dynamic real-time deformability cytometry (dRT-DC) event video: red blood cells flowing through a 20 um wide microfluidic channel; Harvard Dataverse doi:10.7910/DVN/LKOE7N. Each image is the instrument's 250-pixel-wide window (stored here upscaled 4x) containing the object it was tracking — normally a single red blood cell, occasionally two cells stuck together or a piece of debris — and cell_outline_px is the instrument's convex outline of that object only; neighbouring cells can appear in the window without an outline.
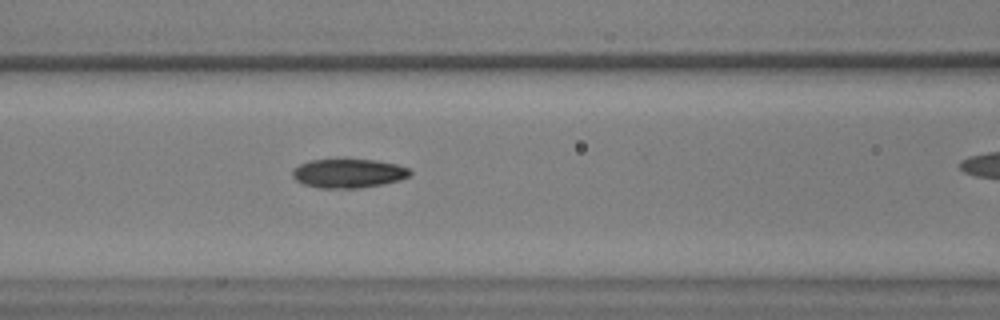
{"species": "common noctule bat (a hibernating species)", "species_latin": "Nyctalus noctula", "temperature_condition": "warm", "stored_images_in_passage": 43, "camera_frame_rate_fps": 3000, "um_per_image_px": 0.085, "animal": {"sex": "male", "body_mass_g": 17.9, "forearm_length_mm": 54.2}, "frame": {"image": 1, "passage_image": 14, "time_ms": 4.333, "image_size_px": [1000, 320], "cell_outline_px": [[412, 172], [408, 176], [400, 180], [384, 184], [360, 188], [320, 188], [304, 184], [296, 180], [292, 176], [292, 172], [300, 164], [308, 160], [344, 156], [376, 160], [396, 164], [408, 168]], "centroid_in_image_um": [29.6, 14.68], "position_along_channel_um": 137.0, "area_um2": 20.69}}
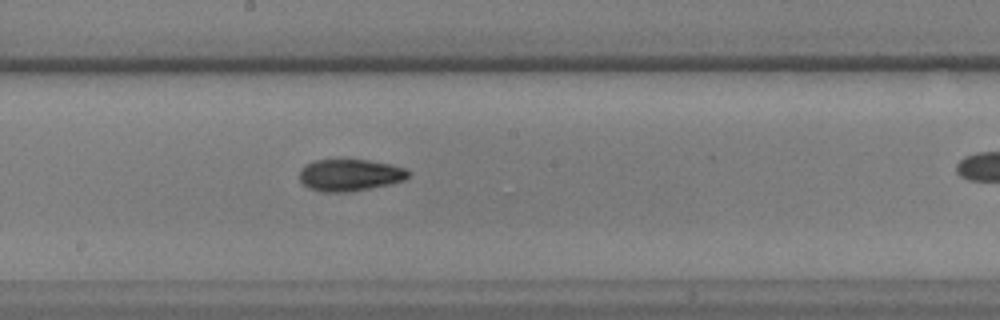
{"frame": {"image": 2, "passage_image": 21, "time_ms": 6.667, "image_size_px": [1000, 320], "cell_outline_px": [[412, 172], [404, 180], [392, 184], [352, 192], [320, 192], [308, 188], [300, 180], [300, 168], [304, 164], [316, 160], [340, 156], [368, 160], [392, 164], [404, 168]], "centroid_in_image_um": [29.72, 14.84], "position_along_channel_um": 218.5, "area_um2": 21.27}}
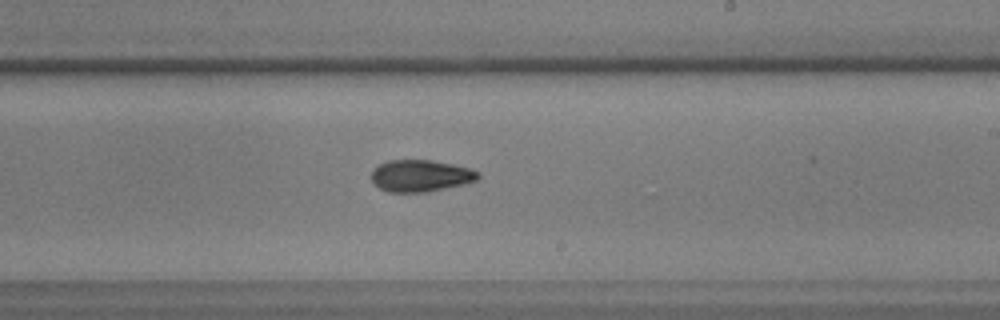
{"frame": {"image": 3, "passage_image": 24, "time_ms": 7.667, "image_size_px": [1000, 320], "cell_outline_px": [[480, 176], [476, 180], [464, 184], [428, 192], [388, 192], [380, 188], [372, 180], [372, 172], [376, 164], [388, 160], [432, 160], [452, 164], [468, 168], [480, 172]], "centroid_in_image_um": [35.74, 14.93], "position_along_channel_um": 253.3, "area_um2": 19.83}}